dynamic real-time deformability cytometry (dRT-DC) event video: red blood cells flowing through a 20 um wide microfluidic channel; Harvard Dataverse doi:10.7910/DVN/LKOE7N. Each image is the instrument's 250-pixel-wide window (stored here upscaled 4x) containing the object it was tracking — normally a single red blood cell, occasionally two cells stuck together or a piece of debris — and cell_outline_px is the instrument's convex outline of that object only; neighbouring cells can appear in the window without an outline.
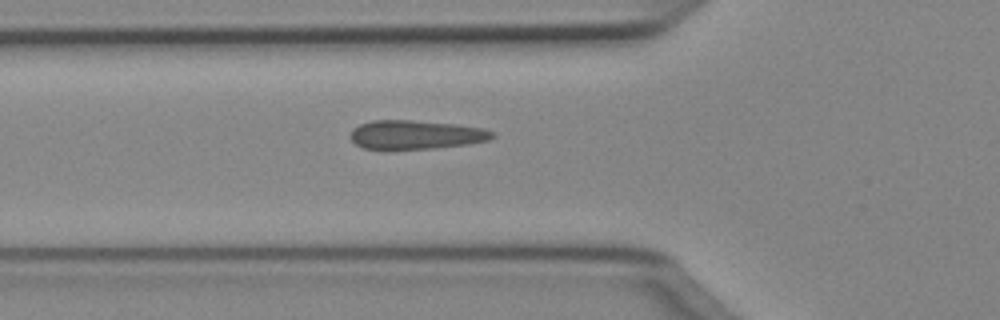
{"species": "Egyptian fruit bat (a non-hibernating species)", "species_latin": "Rousettus aegyptiacus", "temperature_condition": "cold", "stored_images_in_passage": 37, "camera_frame_rate_fps": 3000, "um_per_image_px": 0.085, "animal": {"sex": "female"}, "frame": {"image": 1, "passage_image": 5, "time_ms": 1.333, "image_size_px": [1000, 320], "cell_outline_px": [[496, 136], [488, 140], [468, 144], [432, 148], [364, 148], [356, 144], [348, 136], [352, 128], [360, 124], [372, 120], [412, 120], [456, 124], [484, 128], [496, 132]], "centroid_in_image_um": [35.37, 11.43], "position_along_channel_um": 90.4, "area_um2": 23.81}}
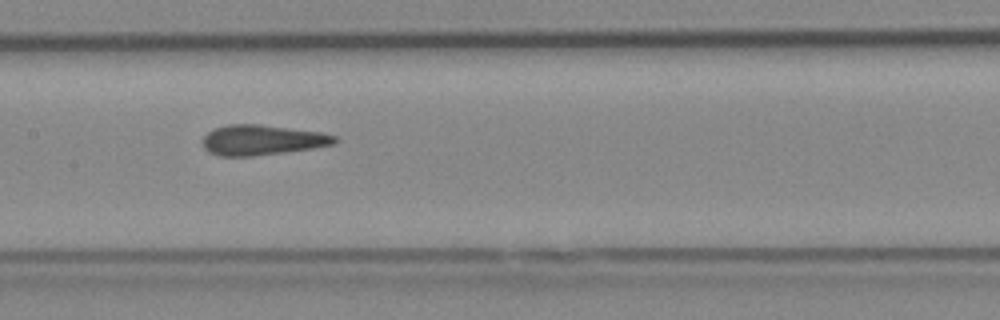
{"frame": {"image": 2, "passage_image": 12, "time_ms": 3.667, "image_size_px": [1000, 320], "cell_outline_px": [[340, 140], [336, 144], [312, 148], [284, 152], [252, 156], [220, 156], [208, 152], [204, 148], [204, 136], [212, 128], [228, 124], [260, 124], [324, 132], [336, 136]], "centroid_in_image_um": [22.32, 11.89], "position_along_channel_um": 185.1, "area_um2": 23.47}}
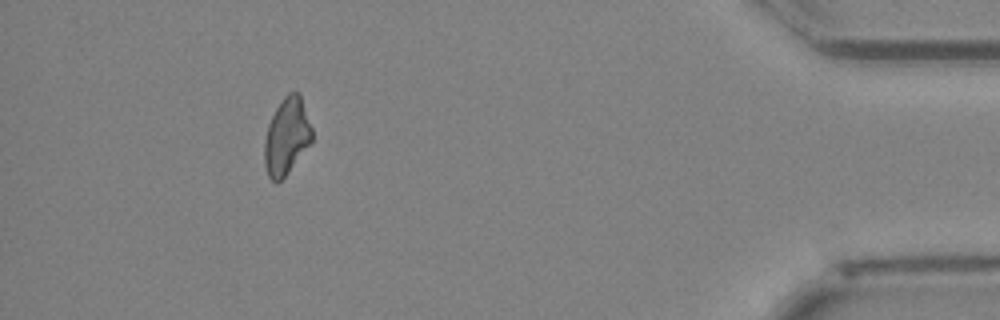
{"frame": {"image": 3, "passage_image": 33, "time_ms": 10.667, "image_size_px": [1000, 320], "cell_outline_px": [[312, 140], [284, 176], [276, 184], [268, 176], [264, 164], [264, 140], [268, 124], [276, 108], [284, 96], [288, 92], [300, 92], [312, 128]], "centroid_in_image_um": [24.35, 11.56], "position_along_channel_um": 410.9, "area_um2": 21.04}, "authors_computed_cell_mechanics": {"area_um2": 22.6576, "velocity_mm_per_s": 4.0579, "shape_relaxation_time_tau1_ms": null, "shape_relaxation_time_tau2_ms": 1.9113, "deformation_change_tau1": null, "deformation_change_tau2": 0.0803}}